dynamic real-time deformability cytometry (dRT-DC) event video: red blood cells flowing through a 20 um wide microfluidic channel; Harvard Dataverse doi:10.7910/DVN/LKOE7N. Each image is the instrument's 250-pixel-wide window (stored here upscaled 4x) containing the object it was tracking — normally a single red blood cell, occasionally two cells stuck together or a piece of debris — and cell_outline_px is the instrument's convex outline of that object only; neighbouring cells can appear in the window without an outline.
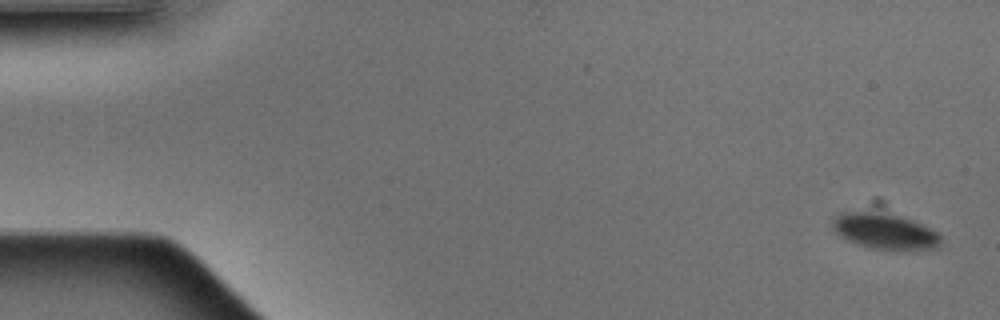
{"species": "Egyptian fruit bat (a non-hibernating species)", "species_latin": "Rousettus aegyptiacus", "temperature_condition": "warm", "stored_images_in_passage": 2, "camera_frame_rate_fps": 3000, "um_per_image_px": 0.085, "animal": {"sex": "male"}, "frame": {"image": 1, "passage_image": 2, "time_ms": 0.333, "image_size_px": [1000, 320], "cell_outline_px": [[940, 248], [868, 248], [856, 244], [840, 236], [832, 228], [832, 224], [836, 216], [840, 212], [876, 200], [880, 200], [936, 232], [940, 236]], "centroid_in_image_um": [75.1, 19.38], "position_along_channel_um": 9.9, "area_um2": 25.43}}